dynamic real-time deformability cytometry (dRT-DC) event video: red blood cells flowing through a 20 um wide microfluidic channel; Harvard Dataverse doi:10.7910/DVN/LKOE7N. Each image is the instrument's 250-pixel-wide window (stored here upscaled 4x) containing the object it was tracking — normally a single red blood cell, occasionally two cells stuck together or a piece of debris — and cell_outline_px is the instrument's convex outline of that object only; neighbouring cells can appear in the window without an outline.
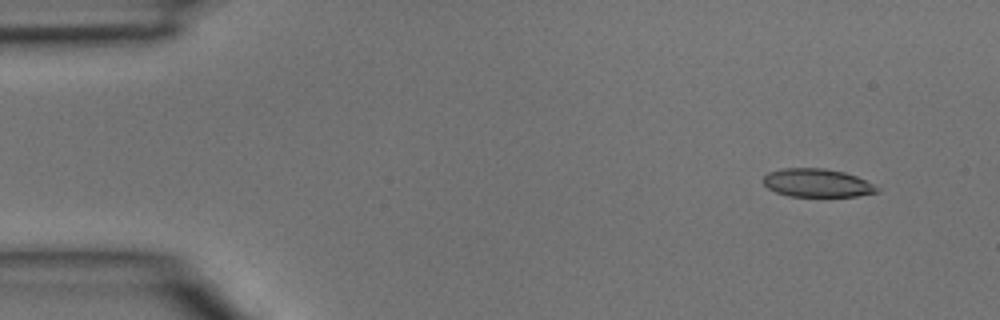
{"species": "common noctule bat (a hibernating species)", "species_latin": "Nyctalus noctula", "temperature_condition": "room temperature", "stored_images_in_passage": 3, "camera_frame_rate_fps": 3000, "um_per_image_px": 0.085, "animal": {"sex": "male", "body_mass_g": 15.6}, "frame": {"image": 1, "passage_image": 1, "time_ms": 0.0, "image_size_px": [1000, 320], "cell_outline_px": [[880, 192], [856, 196], [788, 196], [776, 192], [768, 188], [764, 184], [764, 176], [768, 172], [784, 168], [824, 168], [844, 172], [856, 176], [880, 188]], "centroid_in_image_um": [69.46, 15.55], "position_along_channel_um": 15.5, "area_um2": 18.67}}
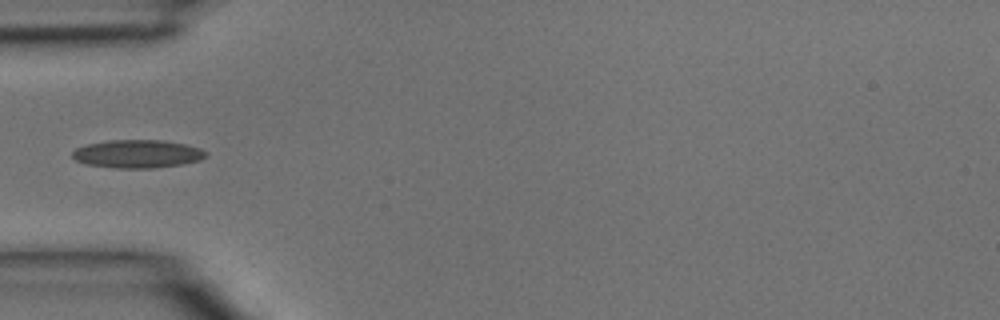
{"frame": {"image": 2, "passage_image": 3, "time_ms": 0.667, "image_size_px": [1000, 320], "cell_outline_px": [[208, 156], [200, 160], [184, 164], [152, 168], [116, 168], [84, 164], [76, 160], [72, 156], [72, 152], [76, 148], [88, 144], [108, 140], [164, 140], [184, 144], [200, 148], [208, 152]], "centroid_in_image_um": [11.71, 13.08], "position_along_channel_um": 73.3, "area_um2": 22.02}}